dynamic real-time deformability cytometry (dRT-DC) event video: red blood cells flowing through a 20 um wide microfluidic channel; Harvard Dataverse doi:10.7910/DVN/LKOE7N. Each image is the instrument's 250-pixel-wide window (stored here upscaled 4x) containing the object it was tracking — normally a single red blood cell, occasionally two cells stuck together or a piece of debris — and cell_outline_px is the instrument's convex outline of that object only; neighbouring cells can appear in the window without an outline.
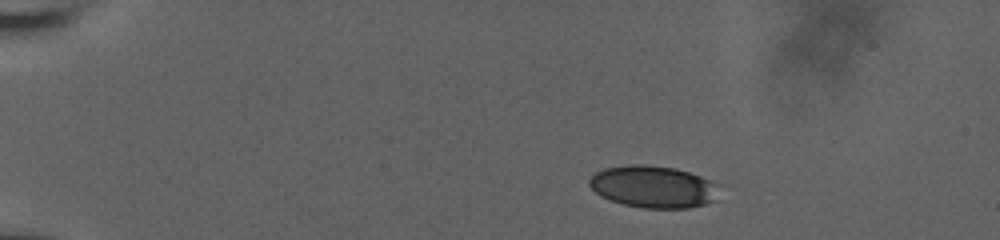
{"species": "human", "species_latin": "Homo sapiens", "temperature_condition": "room temperature", "stored_images_in_passage": 48, "camera_frame_rate_fps": 3000, "um_per_image_px": 0.085, "donor": {"sex": "male"}, "frame": {"image": 1, "passage_image": 1, "time_ms": 0.0, "image_size_px": [1000, 240], "cell_outline_px": [[724, 184], [716, 200], [704, 204], [688, 208], [644, 208], [624, 204], [600, 196], [588, 184], [588, 180], [596, 172], [604, 168], [628, 164], [644, 164], [676, 168]], "centroid_in_image_um": [55.6, 15.86], "position_along_channel_um": 29.4, "area_um2": 32.31}}
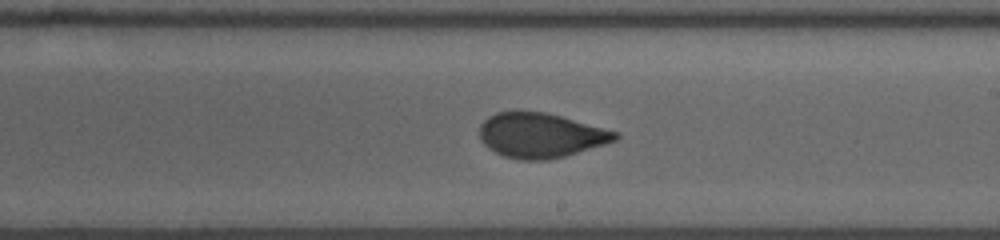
{"frame": {"image": 2, "passage_image": 26, "time_ms": 8.333, "image_size_px": [1000, 240], "cell_outline_px": [[620, 136], [616, 140], [604, 144], [564, 156], [548, 160], [520, 160], [504, 156], [488, 148], [480, 140], [480, 124], [488, 116], [496, 112], [544, 112], [560, 116], [620, 132]], "centroid_in_image_um": [45.94, 11.51], "position_along_channel_um": 243.1, "area_um2": 35.14}}
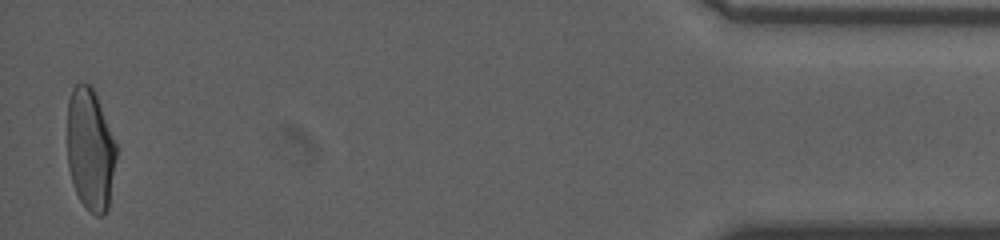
{"frame": {"image": 3, "passage_image": 47, "time_ms": 15.333, "image_size_px": [1000, 240], "cell_outline_px": [[116, 156], [108, 208], [104, 216], [96, 216], [80, 200], [76, 192], [68, 168], [68, 100], [72, 88], [80, 80], [88, 84], [92, 88], [96, 96], [116, 144]], "centroid_in_image_um": [7.66, 12.7], "position_along_channel_um": 427.5, "area_um2": 34.45}, "authors_computed_cell_mechanics": {"area_um2": 35.5181, "velocity_mm_per_s": 3.7514, "shape_relaxation_time_tau1_ms": 7.2552, "shape_relaxation_time_tau2_ms": 0.9614, "deformation_change_tau1": 0.1894, "deformation_change_tau2": 0.0536}}